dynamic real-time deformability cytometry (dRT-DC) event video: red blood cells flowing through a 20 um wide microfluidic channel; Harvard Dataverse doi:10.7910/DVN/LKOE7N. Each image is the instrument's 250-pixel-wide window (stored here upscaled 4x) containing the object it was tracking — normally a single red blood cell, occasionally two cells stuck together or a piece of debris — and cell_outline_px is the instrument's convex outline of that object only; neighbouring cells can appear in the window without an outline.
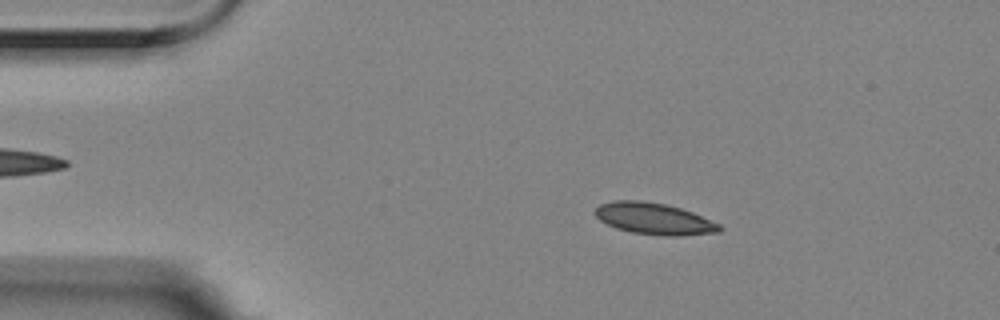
{"species": "Egyptian fruit bat (a non-hibernating species)", "species_latin": "Rousettus aegyptiacus", "temperature_condition": "room temperature", "stored_images_in_passage": 56, "camera_frame_rate_fps": 3000, "um_per_image_px": 0.085, "animal": {"sex": "female"}, "frame": {"image": 1, "passage_image": 9, "time_ms": 2.667, "image_size_px": [1000, 320], "cell_outline_px": [[724, 228], [720, 232], [676, 236], [668, 236], [632, 232], [616, 228], [600, 220], [596, 216], [596, 208], [600, 204], [616, 200], [640, 200], [664, 204], [680, 208], [692, 212], [720, 224]], "centroid_in_image_um": [55.62, 18.59], "position_along_channel_um": 29.4, "area_um2": 22.66}}
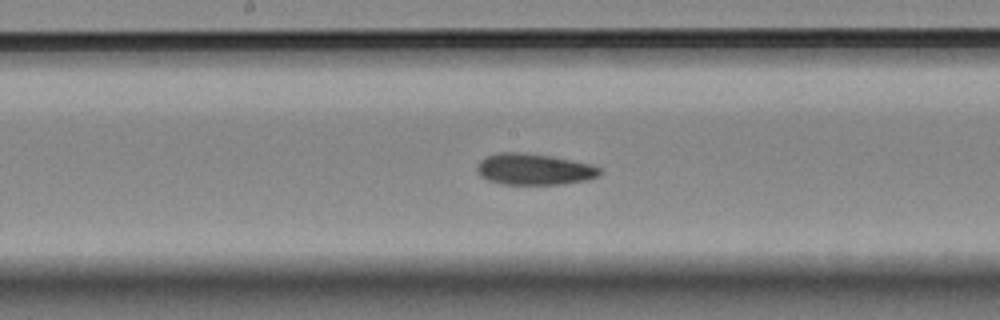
{"frame": {"image": 2, "passage_image": 28, "time_ms": 9.0, "image_size_px": [1000, 320], "cell_outline_px": [[600, 172], [596, 176], [588, 180], [560, 184], [500, 184], [488, 180], [480, 176], [476, 172], [476, 164], [484, 156], [496, 152], [524, 152], [552, 156], [588, 164], [600, 168]], "centroid_in_image_um": [45.29, 14.38], "position_along_channel_um": 202.9, "area_um2": 22.48}}
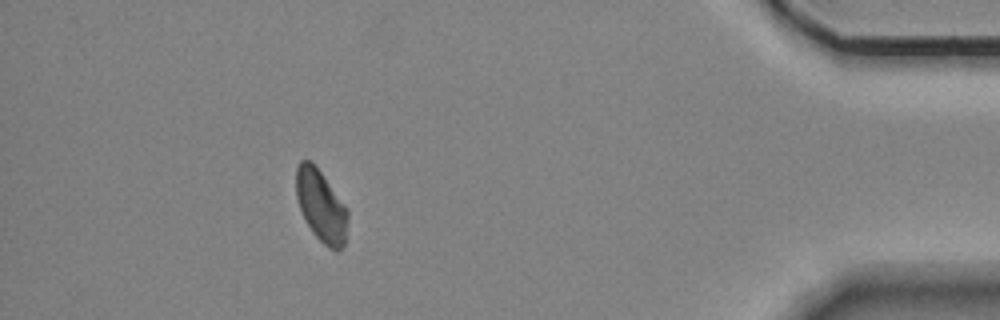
{"frame": {"image": 3, "passage_image": 50, "time_ms": 16.333, "image_size_px": [1000, 320], "cell_outline_px": [[348, 220], [344, 244], [340, 252], [336, 252], [328, 248], [312, 232], [300, 208], [296, 196], [296, 168], [300, 160], [312, 160], [316, 164], [348, 208]], "centroid_in_image_um": [27.31, 17.48], "position_along_channel_um": 407.9, "area_um2": 21.96}, "authors_computed_cell_mechanics": {"area_um2": 22.1663, "velocity_mm_per_s": 3.5153, "shape_relaxation_time_tau1_ms": 4.8861, "shape_relaxation_time_tau2_ms": 4.6579, "deformation_change_tau1": 0.0912, "deformation_change_tau2": 0.0647}}